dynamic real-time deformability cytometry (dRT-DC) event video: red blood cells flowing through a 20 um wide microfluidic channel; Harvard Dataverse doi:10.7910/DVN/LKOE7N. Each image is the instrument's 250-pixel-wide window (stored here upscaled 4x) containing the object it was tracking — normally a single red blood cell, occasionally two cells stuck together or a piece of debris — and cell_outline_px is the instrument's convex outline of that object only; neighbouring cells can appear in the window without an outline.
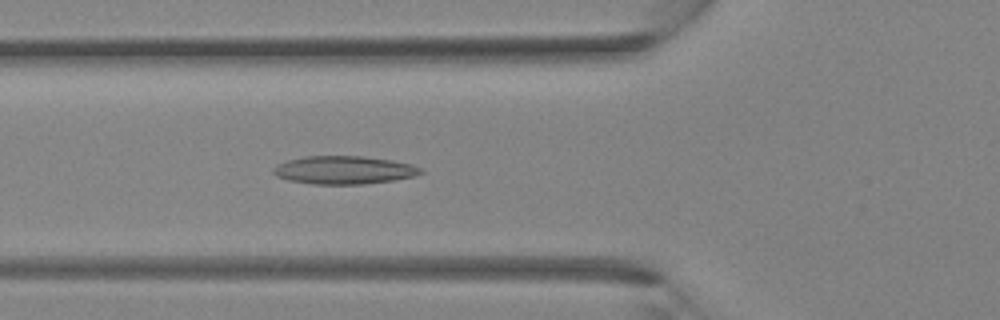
{"species": "Egyptian fruit bat (a non-hibernating species)", "species_latin": "Rousettus aegyptiacus", "temperature_condition": "room temperature", "stored_images_in_passage": 34, "camera_frame_rate_fps": 3000, "um_per_image_px": 0.085, "animal": {"sex": "female"}, "frame": {"image": 1, "passage_image": 10, "time_ms": 3.0, "image_size_px": [1000, 320], "cell_outline_px": [[424, 172], [416, 176], [392, 180], [364, 184], [312, 184], [288, 180], [276, 176], [272, 172], [272, 168], [276, 164], [288, 160], [304, 156], [360, 156], [392, 160], [412, 164], [420, 168]], "centroid_in_image_um": [29.21, 14.45], "position_along_channel_um": 96.6, "area_um2": 24.22}}
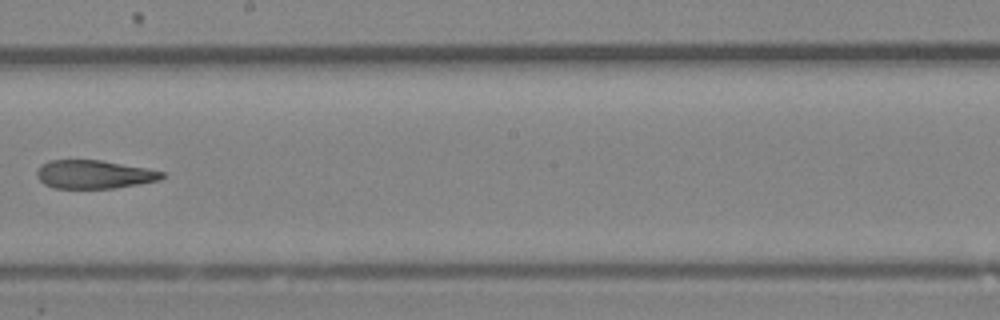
{"frame": {"image": 2, "passage_image": 18, "time_ms": 5.667, "image_size_px": [1000, 320], "cell_outline_px": [[168, 176], [160, 180], [116, 188], [56, 188], [44, 184], [36, 176], [36, 172], [40, 164], [48, 160], [100, 160], [148, 168], [164, 172]], "centroid_in_image_um": [8.01, 14.82], "position_along_channel_um": 240.2, "area_um2": 20.92}}
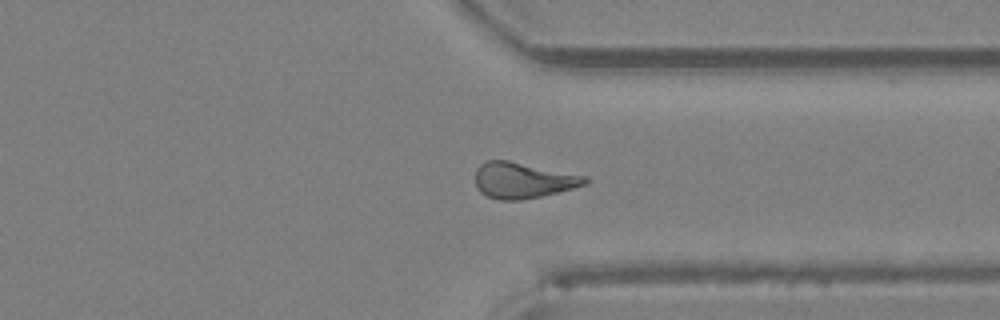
{"frame": {"image": 3, "passage_image": 25, "time_ms": 8.0, "image_size_px": [1000, 320], "cell_outline_px": [[588, 180], [584, 184], [572, 188], [540, 196], [520, 200], [500, 200], [488, 196], [480, 192], [476, 188], [476, 168], [484, 160], [508, 160], [588, 176]], "centroid_in_image_um": [44.41, 15.31], "position_along_channel_um": 367.0, "area_um2": 22.83}}